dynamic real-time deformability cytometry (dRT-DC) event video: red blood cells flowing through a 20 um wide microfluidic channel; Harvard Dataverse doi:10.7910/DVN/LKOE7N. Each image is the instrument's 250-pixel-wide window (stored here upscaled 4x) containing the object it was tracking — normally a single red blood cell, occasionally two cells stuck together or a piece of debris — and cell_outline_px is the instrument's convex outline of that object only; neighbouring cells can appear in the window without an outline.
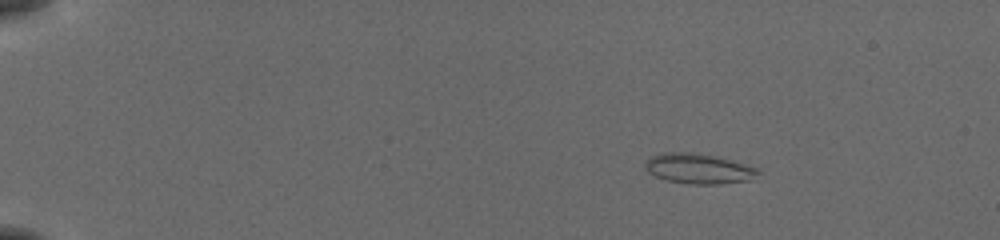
{"species": "common noctule bat (a hibernating species)", "species_latin": "Nyctalus noctula", "temperature_condition": "cold", "stored_images_in_passage": 47, "camera_frame_rate_fps": 3000, "um_per_image_px": 0.085, "animal": {"sex": "female", "body_mass_g": 19.5, "forearm_length_mm": 54.1}, "frame": {"image": 1, "passage_image": 1, "time_ms": 0.0, "image_size_px": [1000, 240], "cell_outline_px": [[760, 172], [748, 180], [716, 184], [688, 184], [668, 180], [656, 176], [648, 172], [644, 168], [644, 164], [652, 156], [660, 152], [692, 152], [716, 156], [732, 160], [760, 168]], "centroid_in_image_um": [59.37, 14.32], "position_along_channel_um": 25.6, "area_um2": 19.83}}
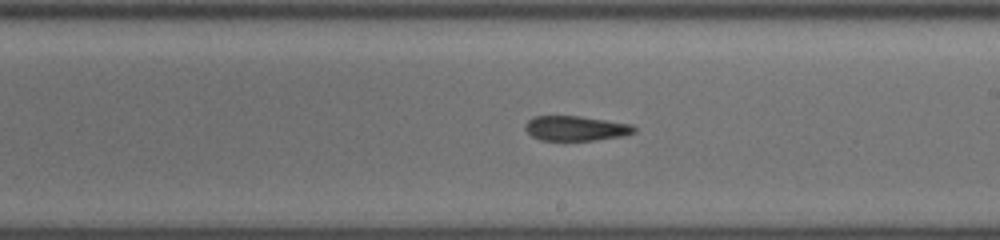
{"frame": {"image": 2, "passage_image": 26, "time_ms": 8.333, "image_size_px": [1000, 240], "cell_outline_px": [[636, 132], [624, 136], [596, 140], [540, 140], [532, 136], [524, 128], [524, 124], [528, 120], [536, 116], [580, 116], [632, 124], [636, 128]], "centroid_in_image_um": [48.96, 10.91], "position_along_channel_um": 240.0, "area_um2": 15.84}}
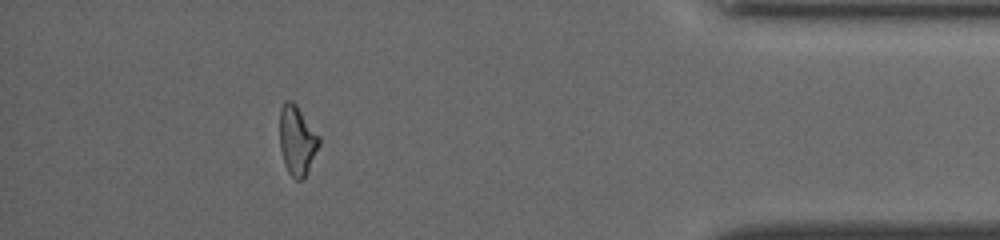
{"frame": {"image": 3, "passage_image": 42, "time_ms": 13.667, "image_size_px": [1000, 240], "cell_outline_px": [[320, 144], [308, 172], [304, 180], [296, 180], [288, 172], [284, 164], [280, 148], [280, 108], [284, 100], [292, 100], [296, 104], [320, 136]], "centroid_in_image_um": [25.26, 11.94], "position_along_channel_um": 409.9, "area_um2": 16.18}, "authors_computed_cell_mechanics": {"area_um2": 16.2996, "velocity_mm_per_s": 3.8867, "shape_relaxation_time_tau1_ms": null, "shape_relaxation_time_tau2_ms": 4.7282, "deformation_change_tau1": null, "deformation_change_tau2": 0.1327}}